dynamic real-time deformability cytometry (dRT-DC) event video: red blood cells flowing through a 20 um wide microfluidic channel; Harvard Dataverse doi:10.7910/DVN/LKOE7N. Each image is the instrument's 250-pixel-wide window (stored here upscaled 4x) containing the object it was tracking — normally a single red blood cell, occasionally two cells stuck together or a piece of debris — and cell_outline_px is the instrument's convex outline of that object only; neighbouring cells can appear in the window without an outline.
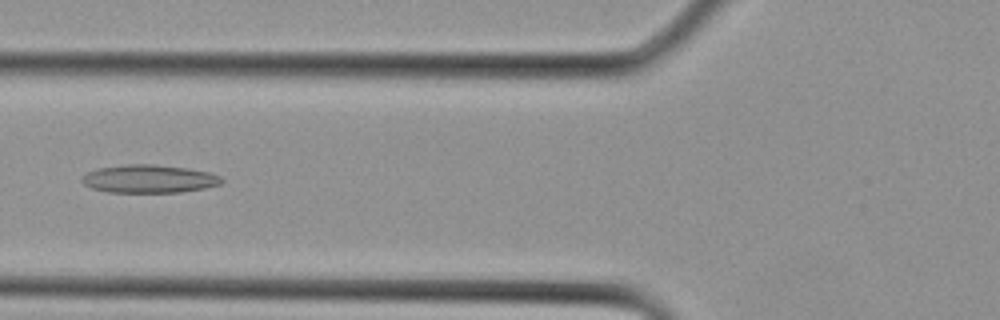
{"species": "Egyptian fruit bat (a non-hibernating species)", "species_latin": "Rousettus aegyptiacus", "temperature_condition": "cold", "stored_images_in_passage": 8, "camera_frame_rate_fps": 3000, "um_per_image_px": 0.085, "animal": {"sex": "female"}, "frame": {"image": 1, "passage_image": 5, "time_ms": 1.333, "image_size_px": [1000, 320], "cell_outline_px": [[224, 180], [220, 184], [204, 188], [180, 192], [108, 192], [92, 188], [84, 184], [80, 180], [88, 172], [100, 168], [128, 164], [152, 164], [188, 168], [208, 172], [220, 176]], "centroid_in_image_um": [12.68, 15.2], "position_along_channel_um": 113.1, "area_um2": 22.66}}
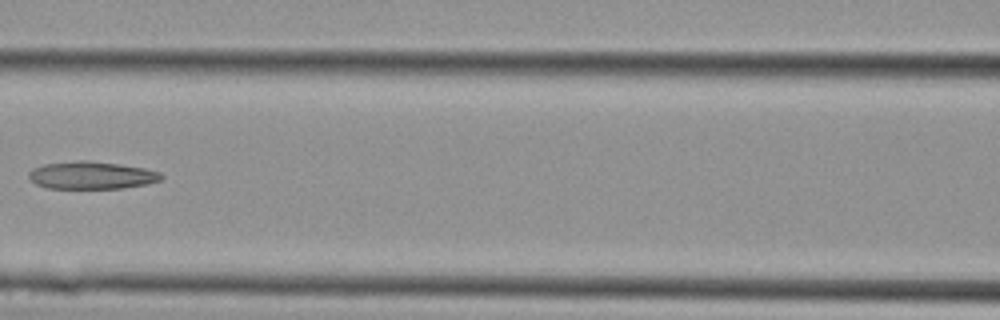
{"frame": {"image": 2, "passage_image": 7, "time_ms": 2.0, "image_size_px": [1000, 320], "cell_outline_px": [[164, 176], [160, 180], [144, 184], [120, 188], [48, 188], [36, 184], [28, 176], [28, 172], [32, 168], [44, 164], [76, 160], [88, 160], [144, 168], [160, 172]], "centroid_in_image_um": [7.74, 14.89], "position_along_channel_um": 158.9, "area_um2": 21.1}}